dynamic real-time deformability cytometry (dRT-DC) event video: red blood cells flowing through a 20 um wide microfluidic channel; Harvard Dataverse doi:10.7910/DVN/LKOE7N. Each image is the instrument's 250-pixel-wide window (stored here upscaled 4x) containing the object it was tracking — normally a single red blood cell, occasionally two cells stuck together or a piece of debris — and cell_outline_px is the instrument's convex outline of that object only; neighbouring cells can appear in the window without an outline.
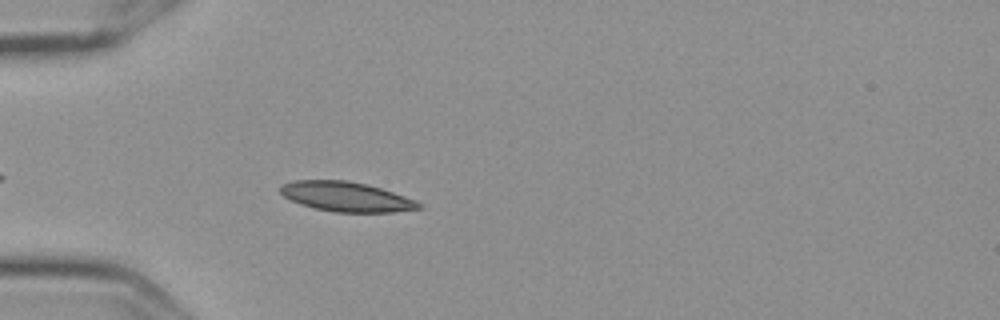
{"species": "Egyptian fruit bat (a non-hibernating species)", "species_latin": "Rousettus aegyptiacus", "temperature_condition": "cold", "stored_images_in_passage": 43, "camera_frame_rate_fps": 3000, "um_per_image_px": 0.085, "frame": {"image": 1, "passage_image": 6, "time_ms": 1.667, "image_size_px": [1000, 320], "cell_outline_px": [[424, 208], [392, 212], [336, 212], [316, 208], [300, 204], [284, 196], [280, 192], [280, 184], [292, 180], [348, 180], [368, 184], [404, 196], [420, 204]], "centroid_in_image_um": [29.39, 16.7], "position_along_channel_um": 55.6, "area_um2": 23.81}}
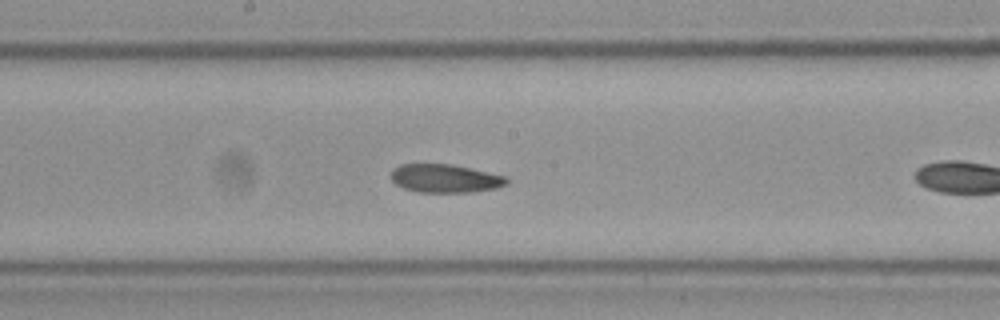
{"frame": {"image": 2, "passage_image": 16, "time_ms": 5.0, "image_size_px": [1000, 320], "cell_outline_px": [[508, 184], [496, 188], [472, 192], [420, 192], [404, 188], [396, 184], [392, 180], [392, 168], [400, 164], [452, 164], [472, 168], [504, 176], [508, 180]], "centroid_in_image_um": [37.83, 15.16], "position_along_channel_um": 210.4, "area_um2": 19.07}}
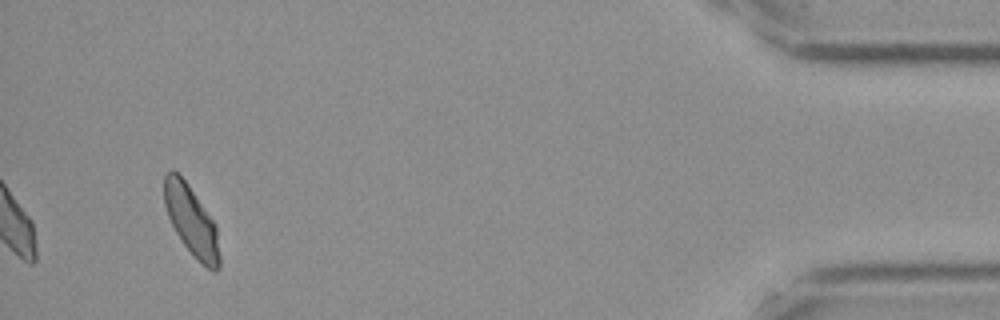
{"frame": {"image": 3, "passage_image": 43, "time_ms": 14.0, "image_size_px": [1000, 320], "cell_outline_px": [[220, 268], [216, 272], [212, 272], [196, 260], [184, 244], [176, 232], [168, 216], [164, 204], [164, 176], [172, 168], [188, 184], [216, 224], [220, 256]], "centroid_in_image_um": [16.29, 18.81], "position_along_channel_um": 418.9, "area_um2": 22.54}, "authors_computed_cell_mechanics": {"area_um2": 19.4208, "velocity_mm_per_s": 3.5866, "shape_relaxation_time_tau1_ms": 3.3208, "shape_relaxation_time_tau2_ms": 4.819, "deformation_change_tau1": 0.1027, "deformation_change_tau2": 0.0823}}